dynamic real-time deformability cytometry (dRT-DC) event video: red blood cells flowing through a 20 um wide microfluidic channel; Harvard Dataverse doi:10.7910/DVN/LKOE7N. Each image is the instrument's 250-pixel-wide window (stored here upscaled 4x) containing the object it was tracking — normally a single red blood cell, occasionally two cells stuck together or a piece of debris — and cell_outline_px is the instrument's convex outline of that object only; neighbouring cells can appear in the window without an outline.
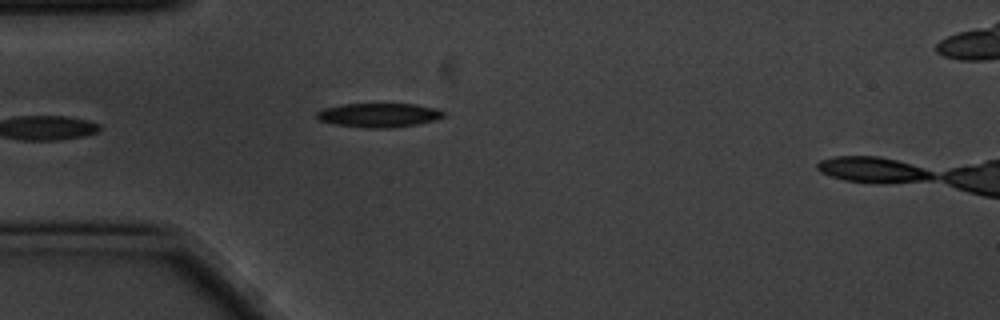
{"species": "common noctule bat (a hibernating species)", "species_latin": "Nyctalus noctula", "temperature_condition": "cold", "stored_images_in_passage": 6, "segment_of_instrument_passage": [1, 2], "camera_frame_rate_fps": 3000, "um_per_image_px": 0.085, "animal": {"sex": "male", "body_mass_g": 20.1, "forearm_length_mm": 53.5}, "frame": {"image": 1, "passage_image": 5, "time_ms": 1.333, "image_size_px": [1000, 320], "cell_outline_px": [[444, 116], [436, 120], [396, 128], [364, 128], [336, 124], [320, 120], [316, 116], [316, 112], [324, 108], [344, 104], [416, 104], [436, 108], [444, 112]], "centroid_in_image_um": [32.23, 9.79], "position_along_channel_um": 52.8, "area_um2": 17.8}}